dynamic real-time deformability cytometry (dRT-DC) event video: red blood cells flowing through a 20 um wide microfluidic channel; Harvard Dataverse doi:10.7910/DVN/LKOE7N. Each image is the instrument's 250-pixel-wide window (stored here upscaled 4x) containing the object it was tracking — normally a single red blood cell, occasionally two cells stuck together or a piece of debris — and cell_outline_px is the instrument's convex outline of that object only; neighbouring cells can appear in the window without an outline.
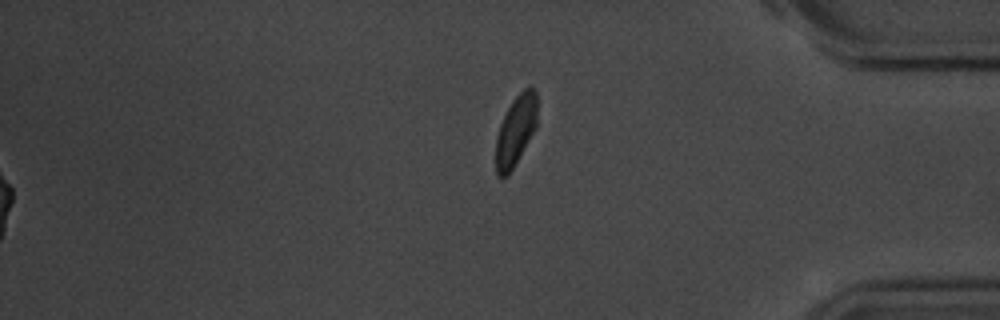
{"species": "common noctule bat (a hibernating species)", "species_latin": "Nyctalus noctula", "temperature_condition": "room temperature", "stored_images_in_passage": 41, "segment_of_instrument_passage": [2, 2], "camera_frame_rate_fps": 3000, "um_per_image_px": 0.085, "animal": {"sex": "male", "body_mass_g": 20.1, "forearm_length_mm": 53.5}, "frame": {"image": 1, "passage_image": 41, "time_ms": 13.333, "image_size_px": [1000, 320], "cell_outline_px": [[536, 128], [508, 176], [496, 176], [496, 136], [500, 124], [512, 100], [524, 88], [532, 88], [536, 92]], "centroid_in_image_um": [43.82, 11.12], "position_along_channel_um": 391.4, "area_um2": 16.7}}